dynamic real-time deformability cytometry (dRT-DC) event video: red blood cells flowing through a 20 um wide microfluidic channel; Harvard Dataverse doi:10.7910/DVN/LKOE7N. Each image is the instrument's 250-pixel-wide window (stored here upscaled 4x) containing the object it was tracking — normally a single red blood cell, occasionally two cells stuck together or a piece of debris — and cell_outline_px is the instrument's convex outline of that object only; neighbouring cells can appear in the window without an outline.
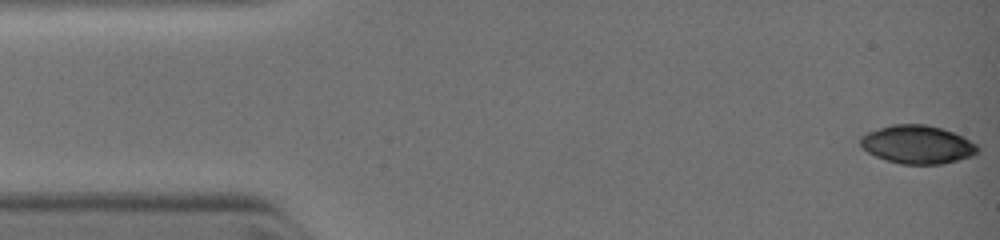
{"species": "common noctule bat (a hibernating species)", "species_latin": "Nyctalus noctula", "temperature_condition": "warm", "stored_images_in_passage": 52, "camera_frame_rate_fps": 3000, "um_per_image_px": 0.085, "animal": {"sex": "female", "body_mass_g": 19.0, "forearm_length_mm": 51.5}, "frame": {"image": 1, "passage_image": 1, "time_ms": 0.0, "image_size_px": [1000, 240], "cell_outline_px": [[980, 152], [972, 156], [940, 164], [900, 164], [876, 156], [868, 152], [860, 144], [860, 140], [868, 132], [892, 124], [924, 124], [940, 128], [952, 132], [976, 144], [980, 148]], "centroid_in_image_um": [78.0, 12.29], "position_along_channel_um": 7.0, "area_um2": 25.78}}
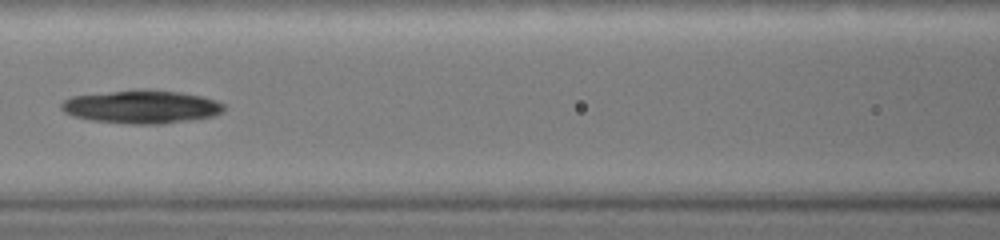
{"frame": {"image": 2, "passage_image": 27, "time_ms": 5.0, "image_size_px": [1000, 240], "cell_outline_px": [[224, 112], [212, 116], [196, 120], [164, 124], [128, 124], [92, 120], [72, 116], [60, 108], [60, 104], [64, 100], [72, 96], [140, 88], [148, 88], [180, 92], [200, 96], [216, 100], [224, 104]], "centroid_in_image_um": [12.06, 9.07], "position_along_channel_um": 154.5, "area_um2": 31.96}}
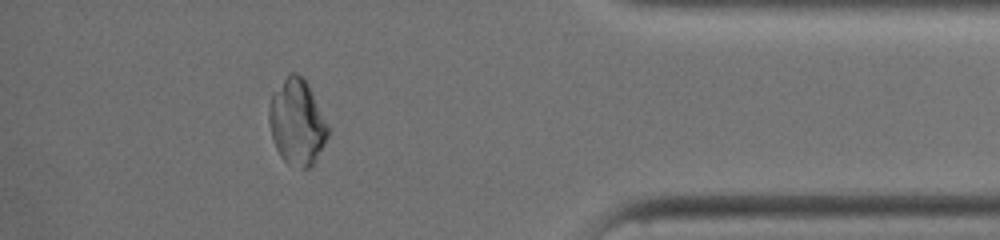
{"frame": {"image": 3, "passage_image": 47, "time_ms": 10.333, "image_size_px": [1000, 240], "cell_outline_px": [[328, 136], [324, 144], [312, 164], [308, 168], [300, 168], [288, 164], [280, 156], [276, 148], [272, 136], [268, 120], [268, 108], [272, 92], [288, 72], [296, 72], [308, 84], [328, 124]], "centroid_in_image_um": [25.21, 10.35], "position_along_channel_um": 410.0, "area_um2": 29.42}}